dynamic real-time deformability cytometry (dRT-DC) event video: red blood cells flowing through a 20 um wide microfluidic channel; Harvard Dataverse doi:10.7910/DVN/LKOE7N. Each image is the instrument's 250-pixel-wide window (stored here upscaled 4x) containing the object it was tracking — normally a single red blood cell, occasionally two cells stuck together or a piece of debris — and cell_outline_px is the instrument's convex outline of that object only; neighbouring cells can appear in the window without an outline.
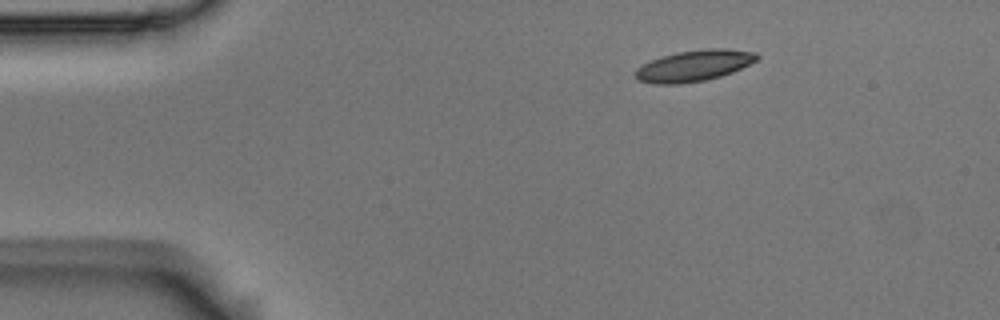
{"species": "Egyptian fruit bat (a non-hibernating species)", "species_latin": "Rousettus aegyptiacus", "temperature_condition": "room temperature", "stored_images_in_passage": 3, "camera_frame_rate_fps": 3000, "um_per_image_px": 0.085, "animal": {"sex": "male"}, "frame": {"image": 1, "passage_image": 1, "time_ms": 0.0, "image_size_px": [1000, 320], "cell_outline_px": [[760, 56], [756, 60], [732, 72], [720, 76], [704, 80], [680, 84], [656, 84], [636, 80], [636, 68], [652, 60], [676, 52], [704, 48], [724, 48], [756, 52]], "centroid_in_image_um": [58.99, 5.58], "position_along_channel_um": 26.0, "area_um2": 21.91}}